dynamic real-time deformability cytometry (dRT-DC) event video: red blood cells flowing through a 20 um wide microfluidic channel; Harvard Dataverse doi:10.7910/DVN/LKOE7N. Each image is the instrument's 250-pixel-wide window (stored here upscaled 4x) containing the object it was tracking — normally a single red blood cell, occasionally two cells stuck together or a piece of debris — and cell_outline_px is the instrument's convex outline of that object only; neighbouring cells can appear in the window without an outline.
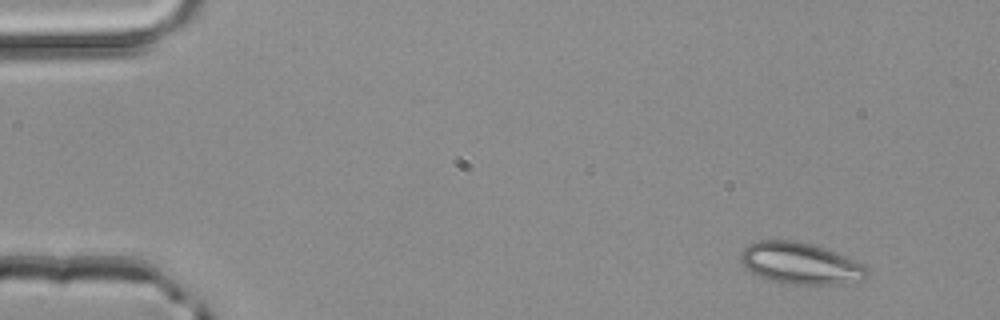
{"species": "common noctule bat (a hibernating species)", "species_latin": "Nyctalus noctula", "temperature_condition": "room temperature", "stored_images_in_passage": 2, "camera_frame_rate_fps": 3000, "um_per_image_px": 0.085, "animal": {"sex": "male", "body_mass_g": 20.4}, "frame": {"image": 1, "passage_image": 1, "time_ms": 0.0, "image_size_px": [1000, 320], "cell_outline_px": [[868, 276], [864, 280], [840, 284], [780, 284], [760, 276], [752, 272], [740, 260], [740, 252], [748, 244], [760, 240], [792, 240], [812, 244], [836, 252], [864, 264], [868, 268]], "centroid_in_image_um": [68.06, 22.39], "position_along_channel_um": 16.9, "area_um2": 30.75}}